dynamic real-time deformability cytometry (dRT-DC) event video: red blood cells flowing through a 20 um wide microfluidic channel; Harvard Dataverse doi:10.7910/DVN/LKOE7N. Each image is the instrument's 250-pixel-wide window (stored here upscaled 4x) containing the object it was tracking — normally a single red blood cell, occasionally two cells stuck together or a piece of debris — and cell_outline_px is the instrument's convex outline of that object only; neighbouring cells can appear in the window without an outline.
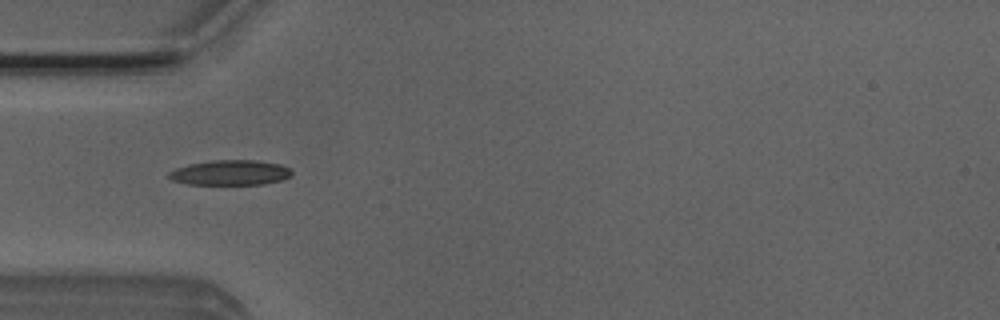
{"species": "Egyptian fruit bat (a non-hibernating species)", "species_latin": "Rousettus aegyptiacus", "temperature_condition": "room temperature", "stored_images_in_passage": 5, "camera_frame_rate_fps": 3000, "um_per_image_px": 0.085, "animal": {"sex": "male"}, "frame": {"image": 1, "passage_image": 3, "time_ms": 0.667, "image_size_px": [1000, 320], "cell_outline_px": [[292, 176], [280, 180], [264, 184], [188, 184], [172, 180], [168, 176], [168, 172], [176, 168], [188, 164], [212, 160], [256, 160], [280, 164], [288, 168], [292, 172]], "centroid_in_image_um": [19.56, 14.67], "position_along_channel_um": 65.4, "area_um2": 17.92}}